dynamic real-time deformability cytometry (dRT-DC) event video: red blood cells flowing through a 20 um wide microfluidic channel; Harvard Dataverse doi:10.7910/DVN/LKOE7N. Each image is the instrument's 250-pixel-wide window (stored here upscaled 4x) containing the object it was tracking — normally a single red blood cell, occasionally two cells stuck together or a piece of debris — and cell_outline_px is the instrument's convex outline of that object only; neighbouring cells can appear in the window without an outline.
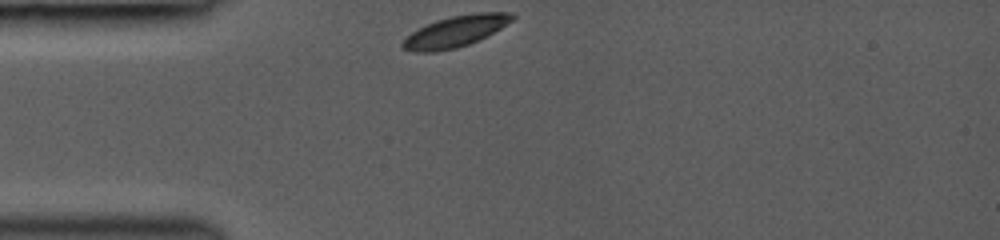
{"species": "common noctule bat (a hibernating species)", "species_latin": "Nyctalus noctula", "temperature_condition": "room temperature", "stored_images_in_passage": 10, "camera_frame_rate_fps": 3000, "um_per_image_px": 0.085, "animal": {"sex": "female", "body_mass_g": 19.0, "forearm_length_mm": 53.3}, "frame": {"image": 1, "passage_image": 1, "time_ms": 0.0, "image_size_px": [1000, 240], "cell_outline_px": [[516, 16], [512, 20], [500, 28], [468, 44], [456, 48], [436, 52], [412, 52], [404, 48], [400, 44], [412, 32], [436, 20], [452, 16], [476, 12], [512, 12]], "centroid_in_image_um": [38.71, 2.66], "position_along_channel_um": 46.3, "area_um2": 19.54}}
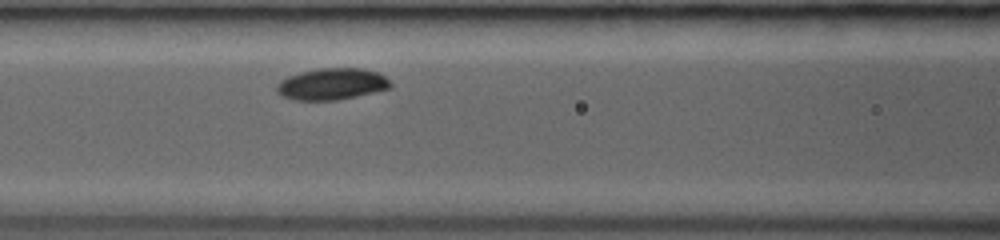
{"frame": {"image": 2, "passage_image": 7, "time_ms": 2.667, "image_size_px": [1000, 240], "cell_outline_px": [[392, 88], [356, 96], [336, 100], [292, 100], [280, 96], [276, 92], [276, 84], [280, 80], [288, 76], [300, 72], [316, 68], [364, 68], [376, 72], [384, 76], [392, 84]], "centroid_in_image_um": [28.16, 7.14], "position_along_channel_um": 138.4, "area_um2": 21.15}}
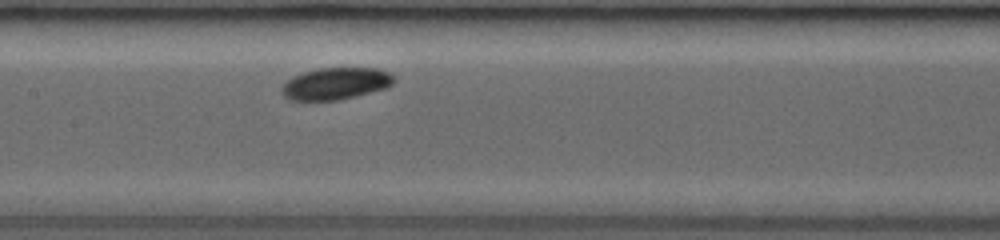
{"frame": {"image": 3, "passage_image": 10, "time_ms": 3.667, "image_size_px": [1000, 240], "cell_outline_px": [[396, 80], [388, 88], [356, 96], [336, 100], [288, 100], [280, 92], [280, 88], [292, 76], [304, 72], [320, 68], [380, 68], [392, 72], [396, 76]], "centroid_in_image_um": [28.59, 7.1], "position_along_channel_um": 178.8, "area_um2": 21.21}}